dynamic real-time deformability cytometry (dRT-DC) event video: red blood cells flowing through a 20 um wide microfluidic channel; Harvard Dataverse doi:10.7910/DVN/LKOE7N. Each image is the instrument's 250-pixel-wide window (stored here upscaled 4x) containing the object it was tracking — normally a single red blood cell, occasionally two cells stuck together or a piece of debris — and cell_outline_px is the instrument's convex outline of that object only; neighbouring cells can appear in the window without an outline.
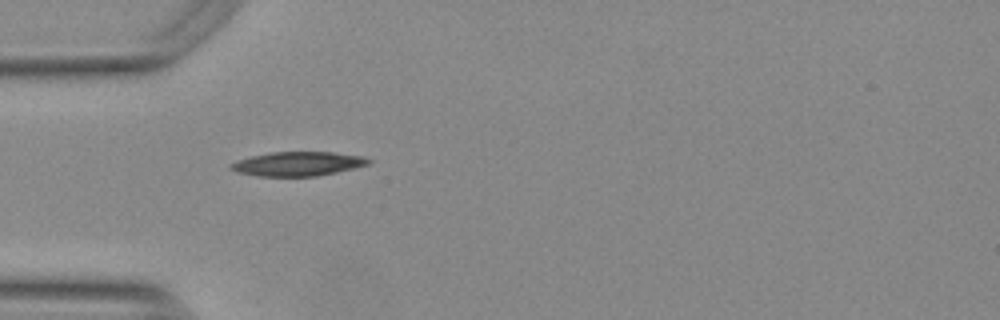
{"species": "Egyptian fruit bat (a non-hibernating species)", "species_latin": "Rousettus aegyptiacus", "temperature_condition": "warm", "stored_images_in_passage": 31, "camera_frame_rate_fps": 3000, "um_per_image_px": 0.085, "animal": {"sex": "female"}, "frame": {"image": 1, "passage_image": 1, "time_ms": 0.0, "image_size_px": [1000, 320], "cell_outline_px": [[372, 160], [368, 164], [336, 172], [316, 176], [256, 176], [236, 172], [228, 168], [228, 164], [252, 156], [272, 152], [332, 152], [364, 156]], "centroid_in_image_um": [25.29, 13.92], "position_along_channel_um": 59.7, "area_um2": 19.31}}
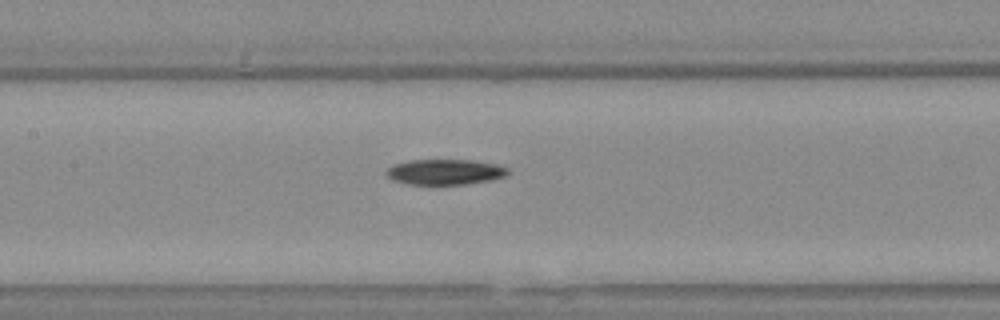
{"frame": {"image": 2, "passage_image": 10, "time_ms": 3.0, "image_size_px": [1000, 320], "cell_outline_px": [[512, 172], [508, 176], [492, 180], [468, 184], [408, 184], [396, 180], [388, 176], [384, 172], [388, 168], [396, 164], [408, 160], [472, 160], [496, 164], [508, 168]], "centroid_in_image_um": [37.91, 14.61], "position_along_channel_um": 169.5, "area_um2": 18.09}}
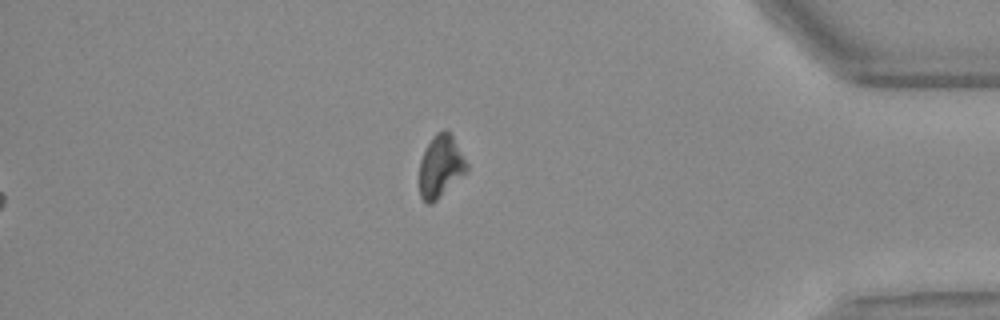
{"frame": {"image": 3, "passage_image": 31, "time_ms": 10.0, "image_size_px": [1000, 320], "cell_outline_px": [[468, 172], [432, 204], [428, 204], [420, 196], [420, 160], [432, 136], [436, 132], [444, 128], [452, 136], [468, 164]], "centroid_in_image_um": [37.46, 14.15], "position_along_channel_um": 397.7, "area_um2": 17.17}, "authors_computed_cell_mechanics": {"area_um2": 18.3804, "velocity_mm_per_s": 3.7602, "shape_relaxation_time_tau1_ms": 6.2596, "shape_relaxation_time_tau2_ms": null, "deformation_change_tau1": 0.1256, "deformation_change_tau2": null}}